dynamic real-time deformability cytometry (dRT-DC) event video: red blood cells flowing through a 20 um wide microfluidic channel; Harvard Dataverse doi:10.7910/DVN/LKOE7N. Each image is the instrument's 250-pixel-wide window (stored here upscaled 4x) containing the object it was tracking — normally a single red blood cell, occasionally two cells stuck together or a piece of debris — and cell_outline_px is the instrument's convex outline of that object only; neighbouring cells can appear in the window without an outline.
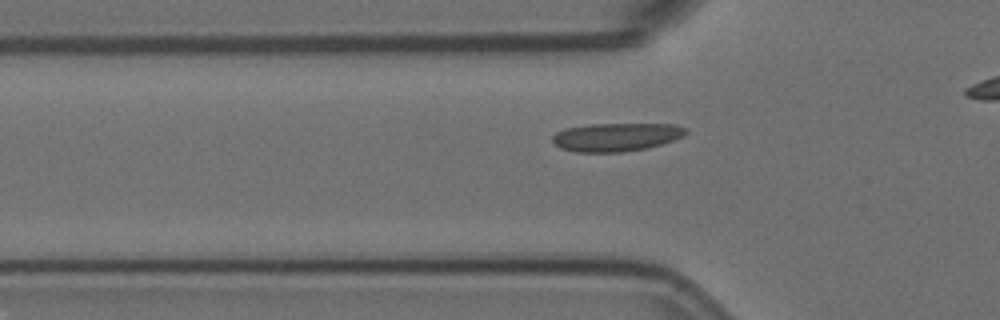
{"species": "Egyptian fruit bat (a non-hibernating species)", "species_latin": "Rousettus aegyptiacus", "temperature_condition": "room temperature", "stored_images_in_passage": 32, "camera_frame_rate_fps": 3000, "um_per_image_px": 0.085, "animal": {"sex": "female"}, "frame": {"image": 1, "passage_image": 4, "time_ms": 1.0, "image_size_px": [1000, 320], "cell_outline_px": [[688, 132], [684, 136], [648, 148], [624, 152], [576, 152], [560, 148], [552, 140], [552, 136], [556, 132], [564, 128], [592, 124], [676, 124], [688, 128]], "centroid_in_image_um": [52.39, 11.64], "position_along_channel_um": 73.4, "area_um2": 22.14}}
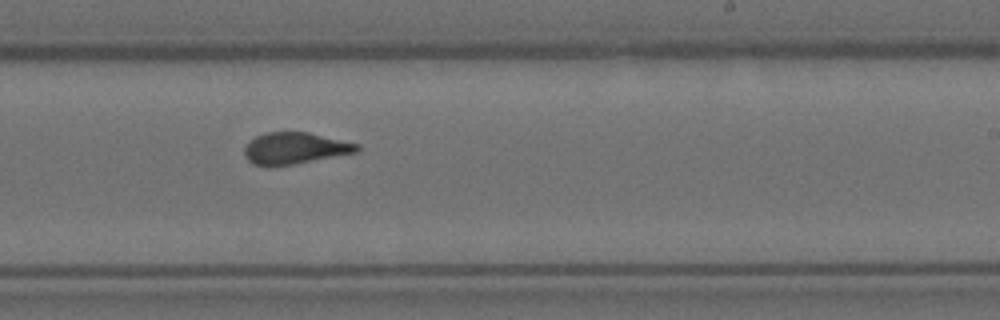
{"frame": {"image": 2, "passage_image": 20, "time_ms": 6.333, "image_size_px": [1000, 320], "cell_outline_px": [[360, 148], [356, 152], [292, 164], [268, 168], [256, 164], [248, 160], [244, 156], [244, 148], [248, 140], [256, 136], [268, 132], [308, 132], [360, 144]], "centroid_in_image_um": [25.01, 12.6], "position_along_channel_um": 264.0, "area_um2": 20.75}}
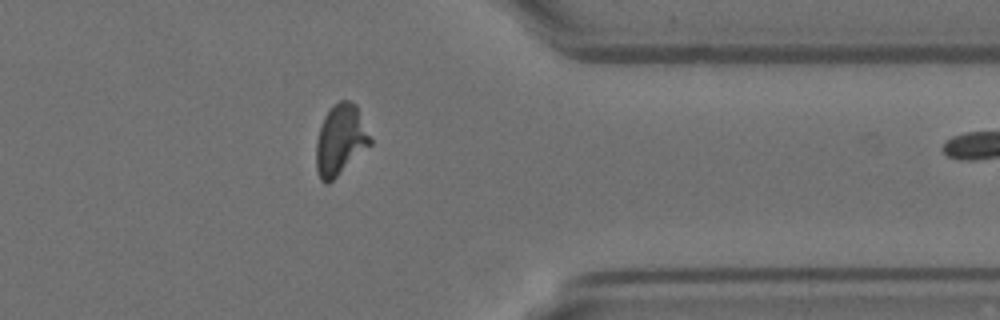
{"frame": {"image": 3, "passage_image": 31, "time_ms": 10.0, "image_size_px": [1000, 320], "cell_outline_px": [[372, 144], [328, 184], [324, 184], [320, 180], [316, 168], [316, 140], [324, 116], [332, 104], [340, 100], [348, 100], [356, 104], [372, 140]], "centroid_in_image_um": [28.92, 11.89], "position_along_channel_um": 382.5, "area_um2": 22.31}}